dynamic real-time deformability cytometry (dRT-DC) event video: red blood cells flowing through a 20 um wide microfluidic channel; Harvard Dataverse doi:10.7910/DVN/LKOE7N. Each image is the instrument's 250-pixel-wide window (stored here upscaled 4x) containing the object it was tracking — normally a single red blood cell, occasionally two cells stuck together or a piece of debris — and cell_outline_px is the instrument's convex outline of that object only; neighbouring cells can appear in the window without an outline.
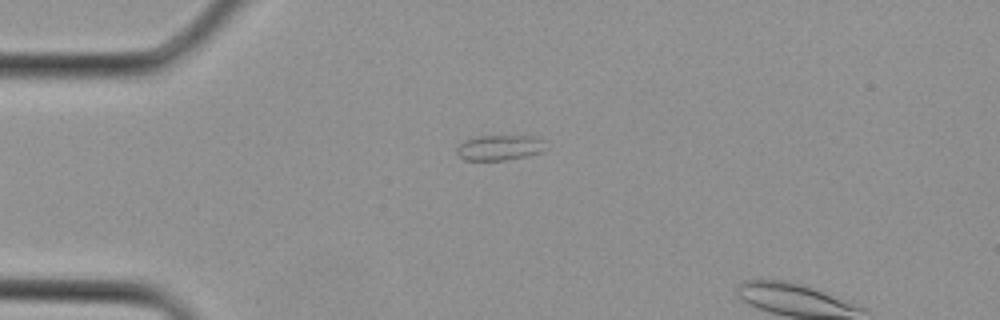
{"species": "Egyptian fruit bat (a non-hibernating species)", "species_latin": "Rousettus aegyptiacus", "temperature_condition": "cold", "stored_images_in_passage": 2, "camera_frame_rate_fps": 3000, "um_per_image_px": 0.085, "animal": {"sex": "female"}, "frame": {"image": 1, "passage_image": 1, "time_ms": 0.0, "image_size_px": [1000, 320], "cell_outline_px": [[544, 148], [540, 152], [528, 156], [504, 160], [464, 160], [456, 152], [456, 148], [460, 144], [476, 136], [532, 136], [544, 140]], "centroid_in_image_um": [42.46, 12.55], "position_along_channel_um": 42.5, "area_um2": 12.95}}